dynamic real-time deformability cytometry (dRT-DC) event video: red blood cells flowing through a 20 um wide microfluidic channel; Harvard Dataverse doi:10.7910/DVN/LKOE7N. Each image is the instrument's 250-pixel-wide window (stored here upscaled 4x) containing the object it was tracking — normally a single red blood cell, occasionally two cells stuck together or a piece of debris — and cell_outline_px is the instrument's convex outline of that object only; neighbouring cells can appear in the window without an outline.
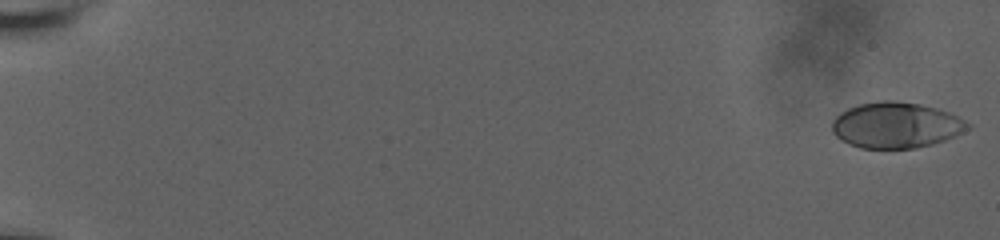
{"species": "human", "species_latin": "Homo sapiens", "temperature_condition": "room temperature", "stored_images_in_passage": 21, "camera_frame_rate_fps": 3000, "um_per_image_px": 0.085, "donor": {"sex": "male"}, "frame": {"image": 1, "passage_image": 1, "time_ms": 0.0, "image_size_px": [1000, 240], "cell_outline_px": [[972, 128], [944, 140], [932, 144], [916, 148], [860, 148], [848, 144], [836, 136], [832, 132], [832, 120], [840, 112], [848, 108], [860, 104], [880, 100], [892, 100], [920, 104], [936, 108], [948, 112], [972, 124]], "centroid_in_image_um": [76.15, 10.64], "position_along_channel_um": 8.9, "area_um2": 36.3}}
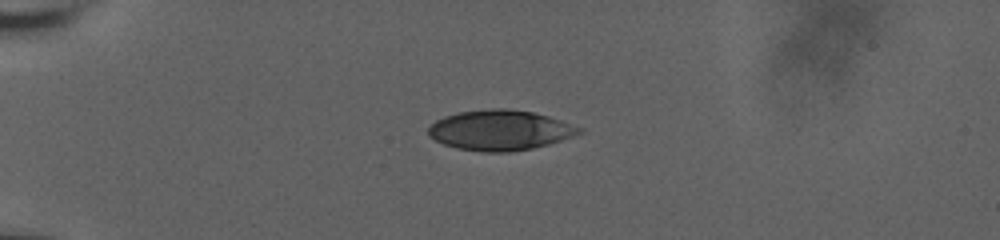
{"frame": {"image": 2, "passage_image": 16, "time_ms": 5.333, "image_size_px": [1000, 240], "cell_outline_px": [[584, 132], [548, 144], [532, 148], [508, 152], [480, 152], [456, 148], [444, 144], [428, 136], [428, 128], [436, 120], [444, 116], [460, 112], [492, 108], [504, 108], [532, 112], [548, 116], [584, 128]], "centroid_in_image_um": [42.5, 11.07], "position_along_channel_um": 42.5, "area_um2": 35.26}}
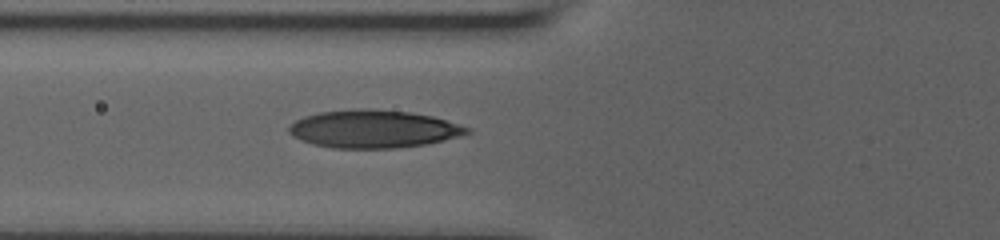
{"frame": {"image": 3, "passage_image": 21, "time_ms": 8.0, "image_size_px": [1000, 240], "cell_outline_px": [[472, 132], [464, 136], [428, 144], [396, 148], [332, 148], [312, 144], [300, 140], [292, 136], [288, 132], [288, 128], [296, 120], [304, 116], [320, 112], [352, 108], [372, 108], [408, 112], [432, 116], [472, 128]], "centroid_in_image_um": [31.77, 10.96], "position_along_channel_um": 94.0, "area_um2": 39.77}}